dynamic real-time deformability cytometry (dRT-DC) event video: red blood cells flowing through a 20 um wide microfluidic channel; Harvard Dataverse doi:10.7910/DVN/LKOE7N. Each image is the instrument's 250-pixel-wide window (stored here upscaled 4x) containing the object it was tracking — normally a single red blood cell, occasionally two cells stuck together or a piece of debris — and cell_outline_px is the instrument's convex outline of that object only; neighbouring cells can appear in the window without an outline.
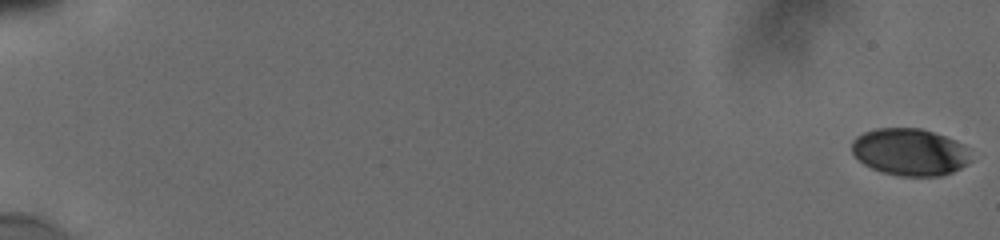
{"species": "human", "species_latin": "Homo sapiens", "temperature_condition": "cold", "stored_images_in_passage": 56, "camera_frame_rate_fps": 3000, "um_per_image_px": 0.085, "donor": {"sex": "male"}, "frame": {"image": 1, "passage_image": 1, "time_ms": 0.0, "image_size_px": [1000, 240], "cell_outline_px": [[968, 160], [960, 168], [952, 172], [940, 176], [900, 176], [884, 172], [872, 168], [864, 164], [852, 152], [852, 140], [856, 136], [864, 132], [876, 128], [920, 128], [956, 140], [964, 144]], "centroid_in_image_um": [77.29, 12.91], "position_along_channel_um": 7.7, "area_um2": 32.25}}
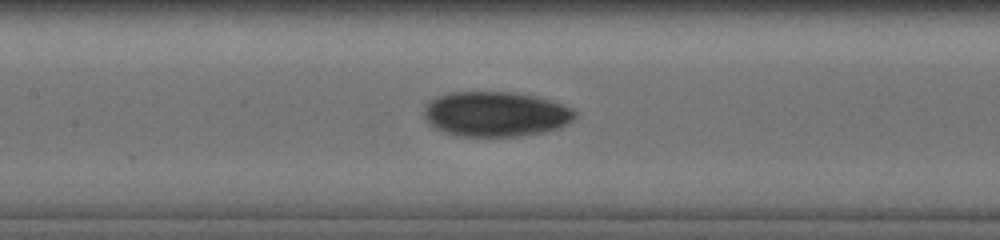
{"frame": {"image": 2, "passage_image": 30, "time_ms": 9.667, "image_size_px": [1000, 240], "cell_outline_px": [[576, 116], [568, 124], [560, 128], [544, 132], [520, 136], [456, 136], [444, 132], [436, 128], [424, 116], [424, 112], [428, 104], [432, 100], [440, 96], [452, 92], [512, 92], [536, 96], [572, 108], [576, 112]], "centroid_in_image_um": [42.18, 9.71], "position_along_channel_um": 165.2, "area_um2": 39.3}}
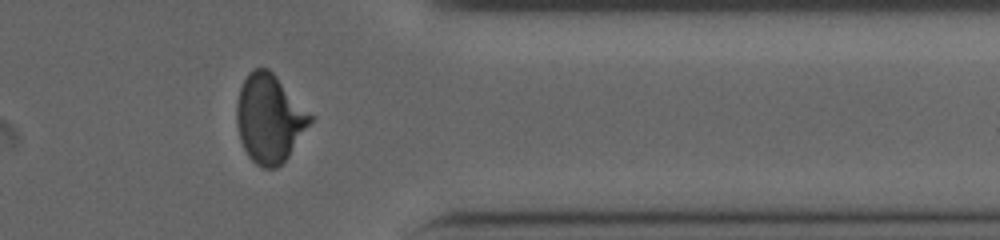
{"frame": {"image": 3, "passage_image": 49, "time_ms": 15.667, "image_size_px": [1000, 240], "cell_outline_px": [[316, 116], [288, 156], [276, 168], [264, 168], [256, 164], [248, 156], [240, 140], [236, 124], [236, 104], [240, 88], [248, 72], [252, 68], [268, 68]], "centroid_in_image_um": [22.91, 10.05], "position_along_channel_um": 388.5, "area_um2": 38.15}}